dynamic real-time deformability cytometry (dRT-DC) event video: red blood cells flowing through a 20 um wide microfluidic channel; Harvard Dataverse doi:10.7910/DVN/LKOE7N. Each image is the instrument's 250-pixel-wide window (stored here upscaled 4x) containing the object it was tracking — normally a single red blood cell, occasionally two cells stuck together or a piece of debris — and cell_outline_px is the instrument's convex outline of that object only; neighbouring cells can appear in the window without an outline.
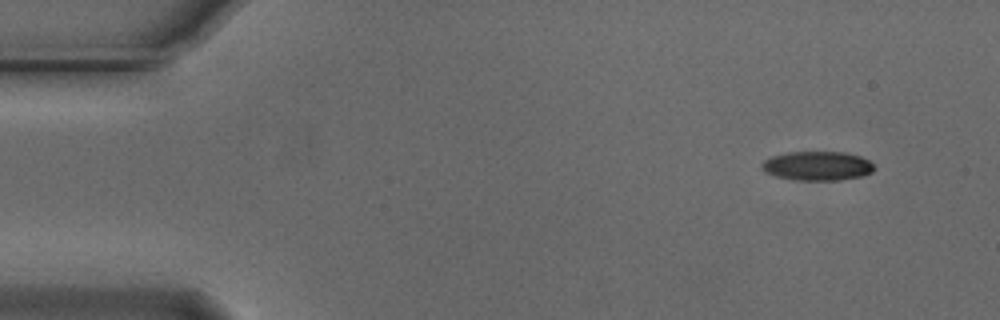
{"species": "Egyptian fruit bat (a non-hibernating species)", "species_latin": "Rousettus aegyptiacus", "temperature_condition": "cold", "stored_images_in_passage": 50, "camera_frame_rate_fps": 3000, "um_per_image_px": 0.085, "animal": {"sex": "male"}, "frame": {"image": 1, "passage_image": 1, "time_ms": 0.0, "image_size_px": [1000, 320], "cell_outline_px": [[876, 168], [872, 172], [864, 176], [840, 180], [796, 180], [776, 176], [764, 172], [760, 164], [764, 160], [772, 156], [788, 152], [844, 152], [860, 156], [868, 160]], "centroid_in_image_um": [69.48, 14.1], "position_along_channel_um": 15.5, "area_um2": 19.19}}
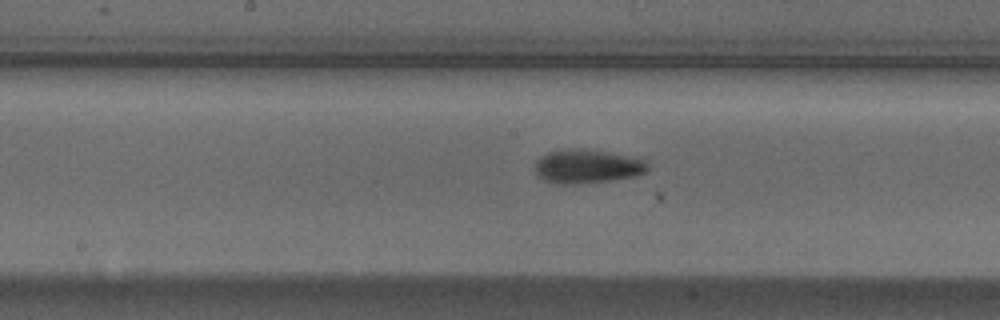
{"frame": {"image": 2, "passage_image": 24, "time_ms": 7.667, "image_size_px": [1000, 320], "cell_outline_px": [[648, 172], [636, 176], [608, 180], [564, 184], [544, 180], [536, 172], [536, 160], [540, 156], [548, 152], [572, 148], [576, 148], [632, 156], [648, 160]], "centroid_in_image_um": [49.96, 14.12], "position_along_channel_um": 198.2, "area_um2": 21.91}}
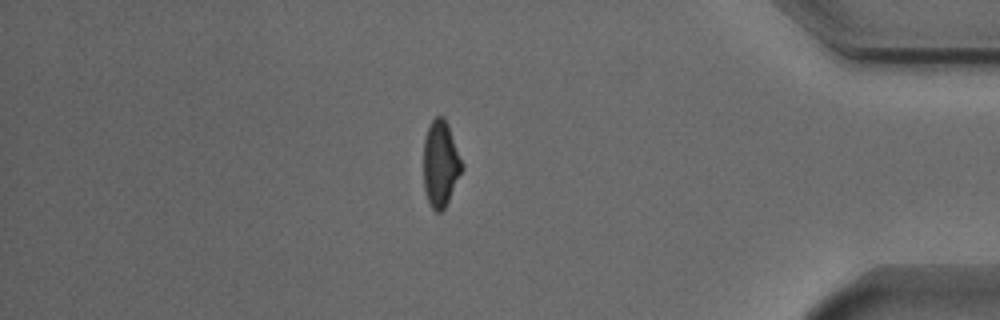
{"frame": {"image": 3, "passage_image": 43, "time_ms": 14.0, "image_size_px": [1000, 320], "cell_outline_px": [[464, 168], [444, 208], [440, 212], [436, 212], [432, 208], [428, 200], [424, 188], [424, 140], [428, 128], [432, 120], [436, 116], [444, 116], [448, 124], [464, 164]], "centroid_in_image_um": [37.46, 13.89], "position_along_channel_um": 397.7, "area_um2": 19.25}, "authors_computed_cell_mechanics": {"area_um2": 20.5479, "velocity_mm_per_s": 3.738, "shape_relaxation_time_tau1_ms": 7.5329, "shape_relaxation_time_tau2_ms": 6.1678, "deformation_change_tau1": 0.1791, "deformation_change_tau2": 0.1485}}